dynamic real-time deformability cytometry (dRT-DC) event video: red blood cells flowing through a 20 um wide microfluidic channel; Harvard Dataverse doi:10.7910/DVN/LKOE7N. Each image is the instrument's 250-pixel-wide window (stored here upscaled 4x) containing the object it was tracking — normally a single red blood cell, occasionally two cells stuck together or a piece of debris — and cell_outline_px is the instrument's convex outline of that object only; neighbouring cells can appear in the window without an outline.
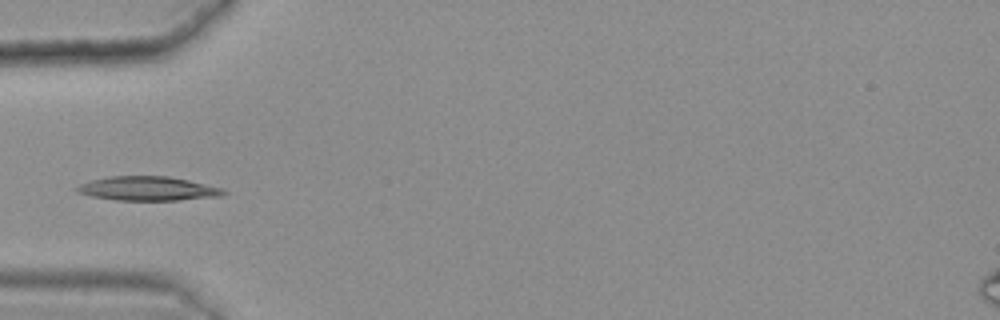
{"species": "common noctule bat (a hibernating species)", "species_latin": "Nyctalus noctula", "temperature_condition": "warm", "stored_images_in_passage": 29, "camera_frame_rate_fps": 3000, "um_per_image_px": 0.085, "animal": {"sex": "female", "body_mass_g": 25.1}, "frame": {"image": 1, "passage_image": 1, "time_ms": 0.0, "image_size_px": [1000, 320], "cell_outline_px": [[228, 192], [224, 196], [180, 200], [116, 200], [92, 196], [76, 192], [72, 188], [80, 184], [92, 180], [112, 176], [168, 176], [188, 180], [220, 188]], "centroid_in_image_um": [12.55, 16.03], "position_along_channel_um": 72.4, "area_um2": 20.58}}
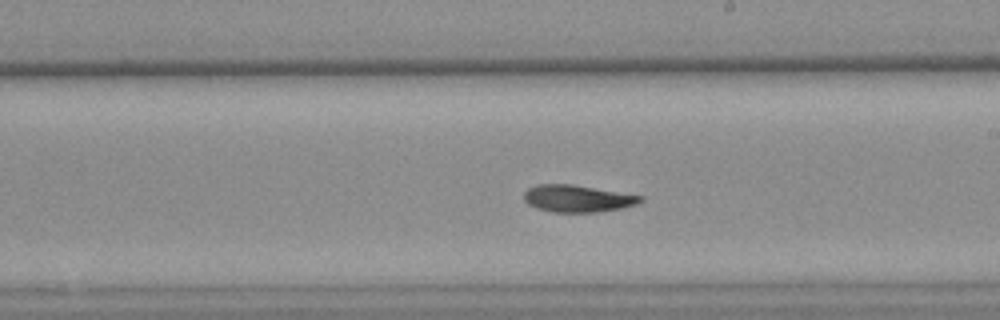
{"frame": {"image": 2, "passage_image": 15, "time_ms": 4.667, "image_size_px": [1000, 320], "cell_outline_px": [[644, 200], [636, 204], [620, 208], [600, 212], [552, 212], [536, 208], [528, 204], [524, 200], [524, 192], [528, 188], [540, 184], [572, 184], [644, 196]], "centroid_in_image_um": [49.08, 16.87], "position_along_channel_um": 239.9, "area_um2": 18.38}}
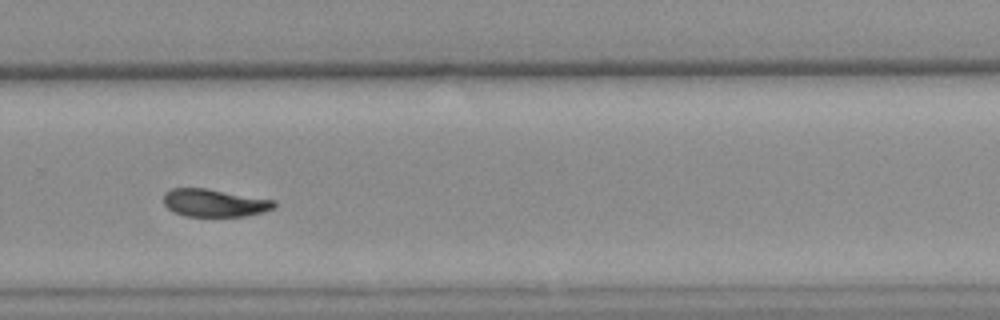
{"frame": {"image": 3, "passage_image": 21, "time_ms": 6.667, "image_size_px": [1000, 320], "cell_outline_px": [[276, 208], [264, 212], [244, 216], [184, 216], [168, 208], [164, 204], [164, 192], [172, 188], [208, 188], [276, 200]], "centroid_in_image_um": [18.27, 17.24], "position_along_channel_um": 311.5, "area_um2": 18.03}}